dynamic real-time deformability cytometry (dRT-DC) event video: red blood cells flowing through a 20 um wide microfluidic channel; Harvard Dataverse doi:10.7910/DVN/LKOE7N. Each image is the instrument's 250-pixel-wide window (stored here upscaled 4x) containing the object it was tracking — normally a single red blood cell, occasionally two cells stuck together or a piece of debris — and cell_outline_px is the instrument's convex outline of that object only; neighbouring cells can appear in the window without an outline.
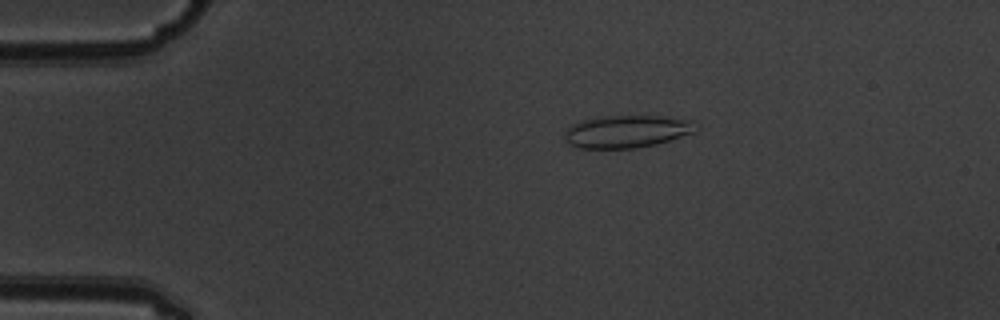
{"species": "common noctule bat (a hibernating species)", "species_latin": "Nyctalus noctula", "temperature_condition": "warm", "stored_images_in_passage": 6, "camera_frame_rate_fps": 3000, "um_per_image_px": 0.085, "animal": {"sex": "male", "body_mass_g": 19.5, "forearm_length_mm": 54.6}, "frame": {"image": 1, "passage_image": 4, "time_ms": 1.0, "image_size_px": [1000, 320], "cell_outline_px": [[692, 132], [656, 144], [636, 148], [580, 148], [568, 144], [564, 136], [564, 132], [572, 124], [584, 120], [604, 116], [660, 116], [692, 120]], "centroid_in_image_um": [53.18, 11.18], "position_along_channel_um": 31.8, "area_um2": 24.33}}